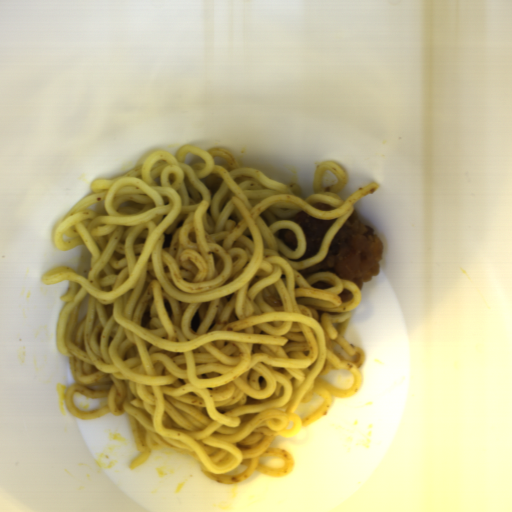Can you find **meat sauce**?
Instances as JSON below:
<instances>
[{
  "label": "meat sauce",
  "instance_id": "676aa0a8",
  "mask_svg": "<svg viewBox=\"0 0 512 512\" xmlns=\"http://www.w3.org/2000/svg\"><path fill=\"white\" fill-rule=\"evenodd\" d=\"M183 226H184V220L179 221V222L177 223V225H176L177 229H180V228H182Z\"/></svg>",
  "mask_w": 512,
  "mask_h": 512
},
{
  "label": "meat sauce",
  "instance_id": "88a2a4ea",
  "mask_svg": "<svg viewBox=\"0 0 512 512\" xmlns=\"http://www.w3.org/2000/svg\"><path fill=\"white\" fill-rule=\"evenodd\" d=\"M265 382V377L263 376H259L258 379H257V384L261 387L263 385V383Z\"/></svg>",
  "mask_w": 512,
  "mask_h": 512
},
{
  "label": "meat sauce",
  "instance_id": "419fd0ea",
  "mask_svg": "<svg viewBox=\"0 0 512 512\" xmlns=\"http://www.w3.org/2000/svg\"><path fill=\"white\" fill-rule=\"evenodd\" d=\"M202 320H201V316H200V313L199 311H195L191 321H190V328L191 330H194L197 332L200 324H201Z\"/></svg>",
  "mask_w": 512,
  "mask_h": 512
},
{
  "label": "meat sauce",
  "instance_id": "452cab56",
  "mask_svg": "<svg viewBox=\"0 0 512 512\" xmlns=\"http://www.w3.org/2000/svg\"><path fill=\"white\" fill-rule=\"evenodd\" d=\"M151 317H152L151 307H150V305H147L140 317V327L144 328V327L148 326L151 321Z\"/></svg>",
  "mask_w": 512,
  "mask_h": 512
},
{
  "label": "meat sauce",
  "instance_id": "72b62399",
  "mask_svg": "<svg viewBox=\"0 0 512 512\" xmlns=\"http://www.w3.org/2000/svg\"><path fill=\"white\" fill-rule=\"evenodd\" d=\"M246 398V405H254V404H259L261 400H257L255 399L254 397H251V396H245Z\"/></svg>",
  "mask_w": 512,
  "mask_h": 512
},
{
  "label": "meat sauce",
  "instance_id": "5fd34fe4",
  "mask_svg": "<svg viewBox=\"0 0 512 512\" xmlns=\"http://www.w3.org/2000/svg\"><path fill=\"white\" fill-rule=\"evenodd\" d=\"M163 235H164V240H163V245H162V247H163L164 249H167V248H169V247H170V245H171V242H172V235H173V233H163Z\"/></svg>",
  "mask_w": 512,
  "mask_h": 512
},
{
  "label": "meat sauce",
  "instance_id": "c2f84ad9",
  "mask_svg": "<svg viewBox=\"0 0 512 512\" xmlns=\"http://www.w3.org/2000/svg\"><path fill=\"white\" fill-rule=\"evenodd\" d=\"M163 303H164L165 311H166V313H167V315H168L169 319H172V317H173V312H172V309H171V307H170V305H169L168 301H167L165 298H164V300H163Z\"/></svg>",
  "mask_w": 512,
  "mask_h": 512
},
{
  "label": "meat sauce",
  "instance_id": "46def485",
  "mask_svg": "<svg viewBox=\"0 0 512 512\" xmlns=\"http://www.w3.org/2000/svg\"><path fill=\"white\" fill-rule=\"evenodd\" d=\"M234 295H235V293H234V294H231V295H228L227 297H225V298H224V299H225V301H226L227 303H230V302L232 301V299H233Z\"/></svg>",
  "mask_w": 512,
  "mask_h": 512
}]
</instances>
